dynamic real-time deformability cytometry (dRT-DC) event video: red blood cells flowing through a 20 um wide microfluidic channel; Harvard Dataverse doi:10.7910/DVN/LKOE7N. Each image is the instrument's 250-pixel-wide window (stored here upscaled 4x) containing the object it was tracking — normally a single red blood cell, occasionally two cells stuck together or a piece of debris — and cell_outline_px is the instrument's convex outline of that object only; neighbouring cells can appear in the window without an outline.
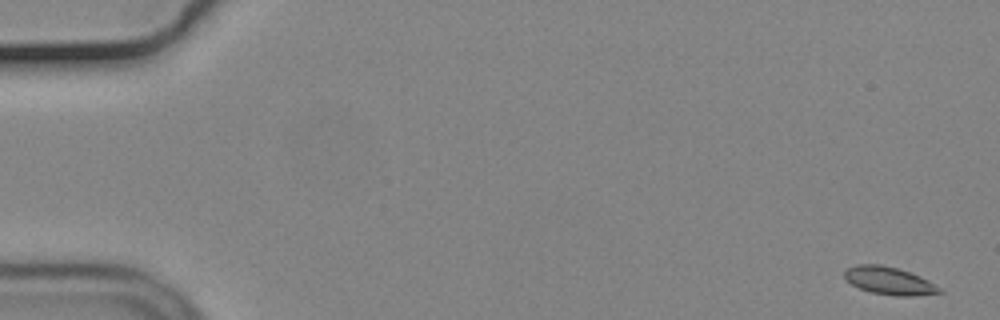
{"species": "common noctule bat (a hibernating species)", "species_latin": "Nyctalus noctula", "temperature_condition": "cold", "stored_images_in_passage": 55, "camera_frame_rate_fps": 3000, "um_per_image_px": 0.085, "animal": {"sex": "male", "body_mass_g": 19.2, "forearm_length_mm": 51.8}, "frame": {"image": 1, "passage_image": 1, "time_ms": 0.0, "image_size_px": [1000, 320], "cell_outline_px": [[944, 292], [912, 296], [896, 296], [872, 292], [860, 288], [852, 284], [844, 276], [844, 272], [848, 268], [856, 264], [880, 264], [896, 268], [920, 276], [928, 280], [940, 288]], "centroid_in_image_um": [75.58, 23.86], "position_along_channel_um": 9.4, "area_um2": 15.09}}
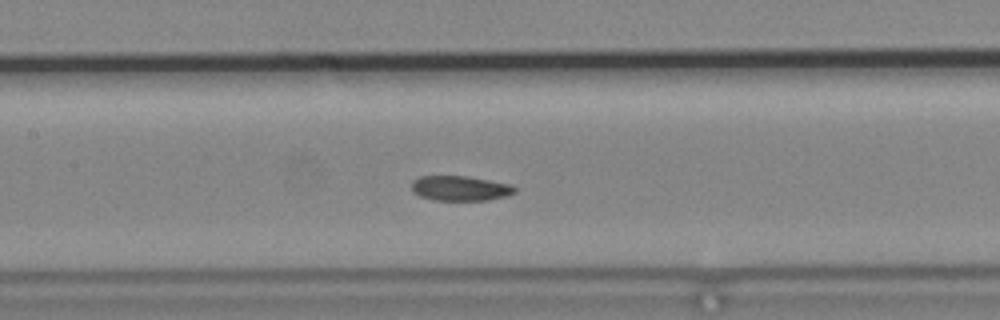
{"frame": {"image": 2, "passage_image": 26, "time_ms": 8.333, "image_size_px": [1000, 320], "cell_outline_px": [[516, 192], [508, 196], [488, 200], [436, 200], [420, 196], [412, 192], [412, 180], [420, 176], [468, 176], [508, 184], [516, 188]], "centroid_in_image_um": [39.1, 16.0], "position_along_channel_um": 168.3, "area_um2": 14.97}}
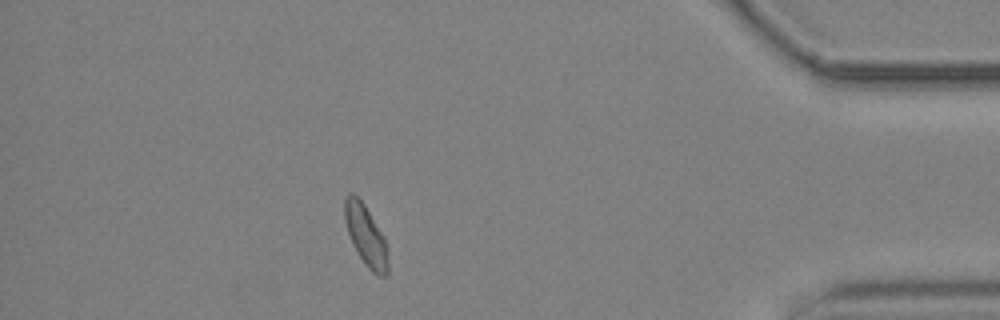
{"frame": {"image": 3, "passage_image": 49, "time_ms": 16.0, "image_size_px": [1000, 320], "cell_outline_px": [[388, 276], [376, 276], [368, 268], [356, 252], [352, 244], [344, 220], [344, 200], [348, 192], [352, 192], [364, 204], [384, 236], [388, 260]], "centroid_in_image_um": [31.08, 20.03], "position_along_channel_um": 404.1, "area_um2": 15.43}, "authors_computed_cell_mechanics": {"area_um2": 15.4904, "velocity_mm_per_s": 3.6741, "shape_relaxation_time_tau1_ms": 3.8249, "shape_relaxation_time_tau2_ms": null, "deformation_change_tau1": 0.0973, "deformation_change_tau2": null}}